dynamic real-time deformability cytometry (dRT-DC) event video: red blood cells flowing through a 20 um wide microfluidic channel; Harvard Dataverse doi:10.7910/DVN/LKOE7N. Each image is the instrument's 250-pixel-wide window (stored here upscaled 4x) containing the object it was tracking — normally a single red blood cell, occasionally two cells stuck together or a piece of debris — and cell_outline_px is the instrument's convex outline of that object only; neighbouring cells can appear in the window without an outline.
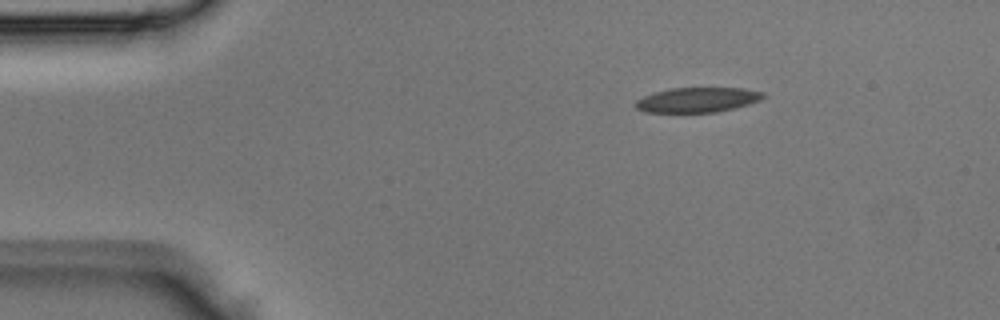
{"species": "Egyptian fruit bat (a non-hibernating species)", "species_latin": "Rousettus aegyptiacus", "temperature_condition": "room temperature", "stored_images_in_passage": 2, "camera_frame_rate_fps": 3000, "um_per_image_px": 0.085, "animal": {"sex": "male"}, "frame": {"image": 1, "passage_image": 1, "time_ms": 0.0, "image_size_px": [1000, 320], "cell_outline_px": [[768, 96], [760, 100], [748, 104], [716, 112], [644, 112], [636, 108], [632, 104], [636, 100], [644, 96], [656, 92], [672, 88], [744, 88], [764, 92]], "centroid_in_image_um": [59.29, 8.48], "position_along_channel_um": 25.7, "area_um2": 18.5}}